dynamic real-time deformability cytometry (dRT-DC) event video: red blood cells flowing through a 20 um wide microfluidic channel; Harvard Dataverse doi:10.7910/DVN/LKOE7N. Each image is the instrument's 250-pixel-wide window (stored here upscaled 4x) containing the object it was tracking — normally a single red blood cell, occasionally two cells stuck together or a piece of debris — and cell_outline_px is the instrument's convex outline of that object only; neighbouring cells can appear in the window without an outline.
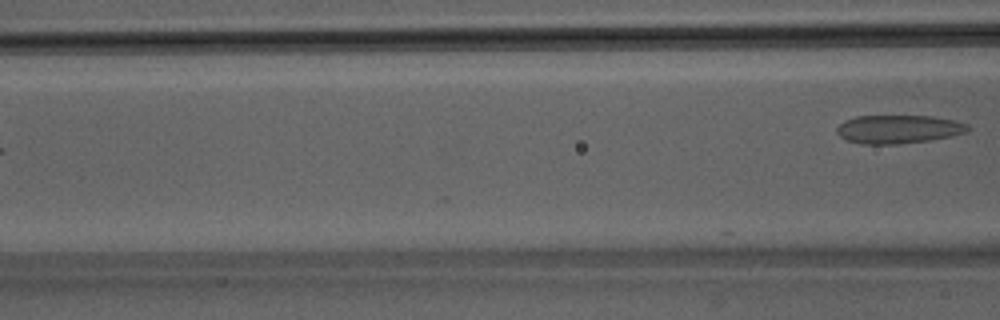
{"species": "Egyptian fruit bat (a non-hibernating species)", "species_latin": "Rousettus aegyptiacus", "temperature_condition": "room temperature", "stored_images_in_passage": 8, "camera_frame_rate_fps": 3000, "um_per_image_px": 0.085, "animal": {"sex": "male"}, "frame": {"image": 1, "passage_image": 8, "time_ms": 2.333, "image_size_px": [1000, 320], "cell_outline_px": [[972, 128], [968, 132], [952, 136], [928, 140], [896, 144], [864, 144], [844, 140], [836, 132], [836, 128], [844, 120], [856, 116], [932, 116], [956, 120], [968, 124]], "centroid_in_image_um": [76.39, 10.98], "position_along_channel_um": 90.2, "area_um2": 21.91}}